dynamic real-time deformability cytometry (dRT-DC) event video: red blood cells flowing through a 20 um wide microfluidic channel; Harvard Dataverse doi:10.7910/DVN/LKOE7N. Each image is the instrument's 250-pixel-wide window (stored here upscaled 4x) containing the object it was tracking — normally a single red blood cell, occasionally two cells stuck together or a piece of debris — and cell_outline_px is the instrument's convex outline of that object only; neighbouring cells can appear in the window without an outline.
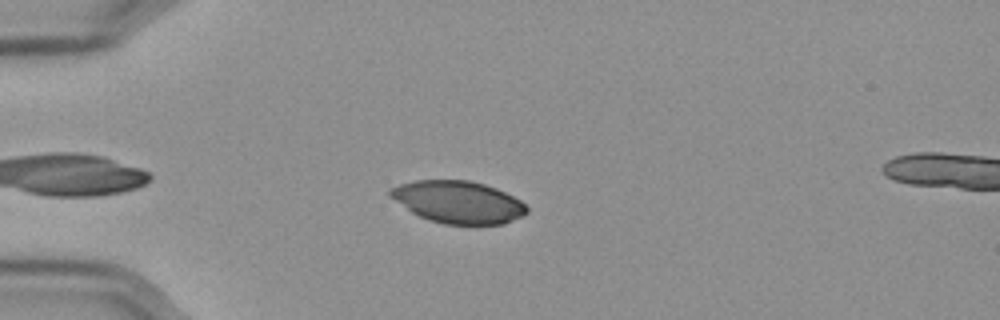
{"species": "Egyptian fruit bat (a non-hibernating species)", "species_latin": "Rousettus aegyptiacus", "temperature_condition": "cold", "stored_images_in_passage": 43, "camera_frame_rate_fps": 3000, "um_per_image_px": 0.085, "frame": {"image": 1, "passage_image": 7, "time_ms": 2.0, "image_size_px": [1000, 320], "cell_outline_px": [[528, 212], [524, 216], [504, 224], [444, 224], [428, 220], [412, 212], [388, 196], [388, 192], [392, 188], [400, 184], [416, 180], [468, 180], [484, 184], [496, 188], [520, 200], [528, 208]], "centroid_in_image_um": [38.95, 17.18], "position_along_channel_um": 46.0, "area_um2": 33.58}}
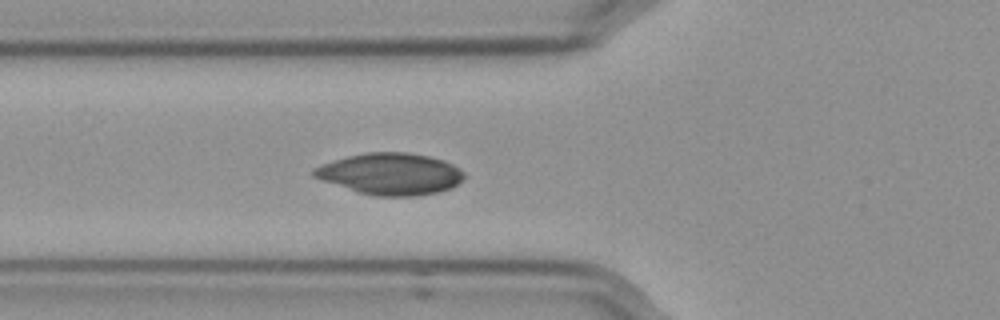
{"frame": {"image": 2, "passage_image": 13, "time_ms": 4.0, "image_size_px": [1000, 320], "cell_outline_px": [[464, 176], [452, 188], [436, 192], [416, 196], [376, 196], [356, 192], [312, 176], [312, 172], [316, 168], [324, 164], [348, 156], [364, 152], [408, 152], [428, 156], [444, 160], [460, 168], [464, 172]], "centroid_in_image_um": [33.21, 14.78], "position_along_channel_um": 92.6, "area_um2": 36.18}}
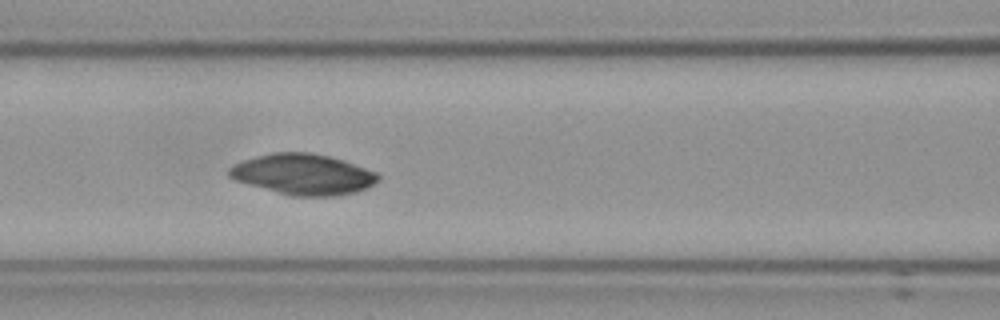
{"frame": {"image": 3, "passage_image": 17, "time_ms": 5.333, "image_size_px": [1000, 320], "cell_outline_px": [[380, 180], [368, 188], [356, 192], [332, 196], [292, 196], [248, 184], [236, 180], [228, 176], [228, 168], [232, 164], [256, 156], [272, 152], [308, 152], [328, 156], [344, 160], [376, 172], [380, 176]], "centroid_in_image_um": [25.77, 14.81], "position_along_channel_um": 140.8, "area_um2": 35.37}}